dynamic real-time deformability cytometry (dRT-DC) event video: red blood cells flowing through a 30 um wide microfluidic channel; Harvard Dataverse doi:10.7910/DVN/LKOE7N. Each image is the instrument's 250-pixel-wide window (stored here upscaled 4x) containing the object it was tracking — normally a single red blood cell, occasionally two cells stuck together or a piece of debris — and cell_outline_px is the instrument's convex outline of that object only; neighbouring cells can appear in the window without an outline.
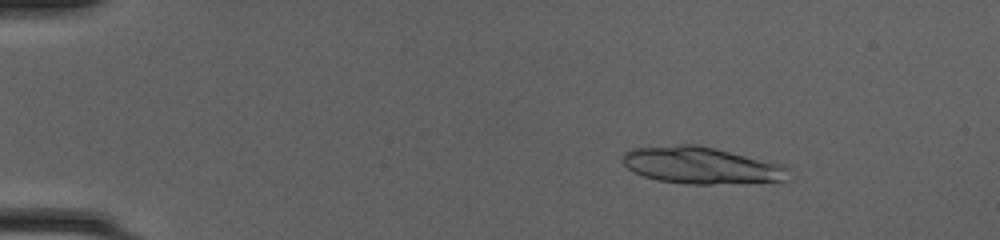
{"species": "common noctule bat (a hibernating species)", "species_latin": "Nyctalus noctula", "temperature_condition": "cold", "stored_images_in_passage": 49, "segment_of_instrument_passage": [1, 2], "camera_frame_rate_fps": 3000, "um_per_image_px": 0.085, "animal": {"sex": "female", "body_mass_g": 20.0, "forearm_length_mm": 54.0}, "frame": {"image": 1, "passage_image": 8, "time_ms": 2.333, "image_size_px": [1000, 240], "cell_outline_px": [[792, 180], [712, 184], [688, 184], [660, 180], [644, 176], [632, 172], [620, 160], [624, 152], [632, 148], [680, 144], [696, 144], [772, 160], [784, 164], [788, 168]], "centroid_in_image_um": [59.66, 14.04], "position_along_channel_um": 25.3, "area_um2": 36.18}}